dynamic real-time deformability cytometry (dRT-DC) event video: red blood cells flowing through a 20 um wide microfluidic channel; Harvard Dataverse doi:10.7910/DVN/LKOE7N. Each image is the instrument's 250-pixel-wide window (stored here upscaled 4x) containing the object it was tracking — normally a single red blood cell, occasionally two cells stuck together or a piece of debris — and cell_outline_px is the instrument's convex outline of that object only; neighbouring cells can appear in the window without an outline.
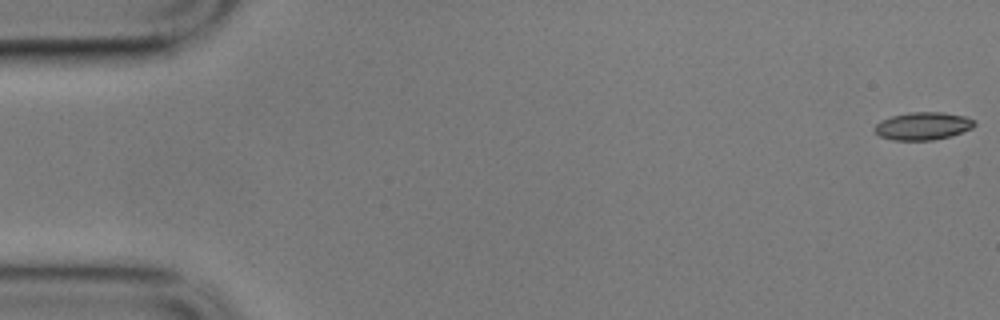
{"species": "common noctule bat (a hibernating species)", "species_latin": "Nyctalus noctula", "temperature_condition": "cold", "stored_images_in_passage": 5, "camera_frame_rate_fps": 3000, "um_per_image_px": 0.085, "animal": {"sex": "male", "body_mass_g": 17.9}, "frame": {"image": 1, "passage_image": 1, "time_ms": 0.0, "image_size_px": [1000, 320], "cell_outline_px": [[976, 124], [972, 128], [952, 136], [932, 140], [892, 140], [880, 136], [872, 128], [880, 120], [892, 116], [908, 112], [944, 112], [964, 116], [976, 120]], "centroid_in_image_um": [78.45, 10.7], "position_along_channel_um": 6.5, "area_um2": 16.3}}
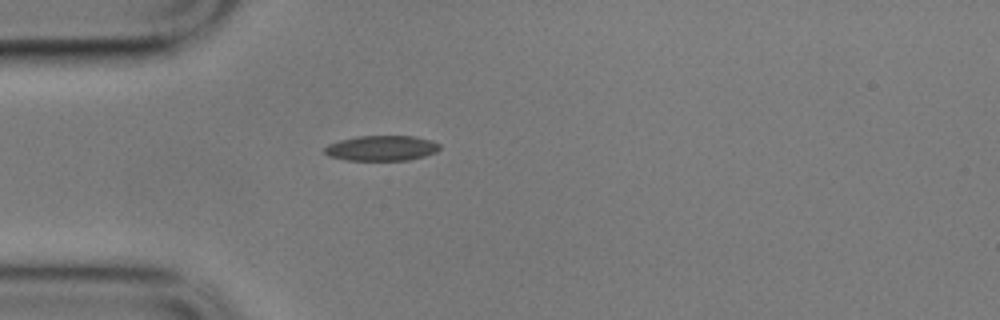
{"frame": {"image": 2, "passage_image": 5, "time_ms": 1.333, "image_size_px": [1000, 320], "cell_outline_px": [[440, 148], [436, 152], [424, 156], [408, 160], [344, 160], [328, 156], [324, 152], [324, 148], [328, 144], [340, 140], [356, 136], [416, 136], [432, 140], [440, 144]], "centroid_in_image_um": [32.43, 12.59], "position_along_channel_um": 52.6, "area_um2": 17.05}}